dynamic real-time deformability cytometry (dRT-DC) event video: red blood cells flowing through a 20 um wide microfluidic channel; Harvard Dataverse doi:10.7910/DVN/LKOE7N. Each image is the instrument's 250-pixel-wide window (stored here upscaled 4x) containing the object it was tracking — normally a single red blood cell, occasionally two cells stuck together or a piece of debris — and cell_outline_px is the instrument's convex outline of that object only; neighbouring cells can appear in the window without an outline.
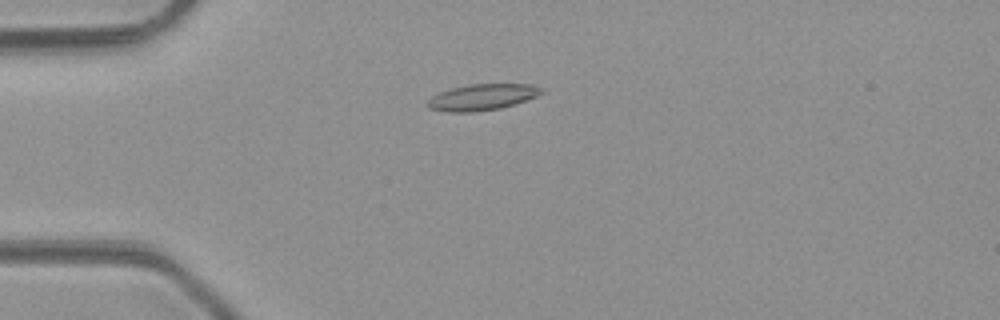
{"species": "common noctule bat (a hibernating species)", "species_latin": "Nyctalus noctula", "temperature_condition": "room temperature", "stored_images_in_passage": 4, "camera_frame_rate_fps": 3000, "um_per_image_px": 0.085, "animal": {"sex": "male", "body_mass_g": 23.1, "forearm_length_mm": 52.7}, "frame": {"image": 1, "passage_image": 3, "time_ms": 2.333, "image_size_px": [1000, 320], "cell_outline_px": [[544, 92], [536, 96], [516, 104], [500, 108], [476, 112], [448, 112], [428, 108], [428, 100], [432, 96], [440, 92], [452, 88], [468, 84], [532, 84], [540, 88]], "centroid_in_image_um": [40.98, 8.26], "position_along_channel_um": 44.0, "area_um2": 17.34}}
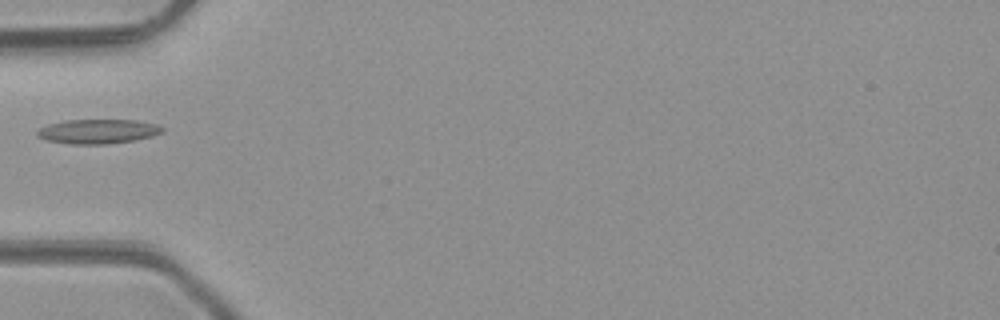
{"frame": {"image": 2, "passage_image": 4, "time_ms": 3.667, "image_size_px": [1000, 320], "cell_outline_px": [[164, 128], [160, 132], [152, 136], [136, 140], [108, 144], [72, 144], [48, 140], [36, 136], [36, 132], [40, 128], [48, 124], [64, 120], [136, 120], [156, 124]], "centroid_in_image_um": [8.31, 11.17], "position_along_channel_um": 76.7, "area_um2": 17.74}}